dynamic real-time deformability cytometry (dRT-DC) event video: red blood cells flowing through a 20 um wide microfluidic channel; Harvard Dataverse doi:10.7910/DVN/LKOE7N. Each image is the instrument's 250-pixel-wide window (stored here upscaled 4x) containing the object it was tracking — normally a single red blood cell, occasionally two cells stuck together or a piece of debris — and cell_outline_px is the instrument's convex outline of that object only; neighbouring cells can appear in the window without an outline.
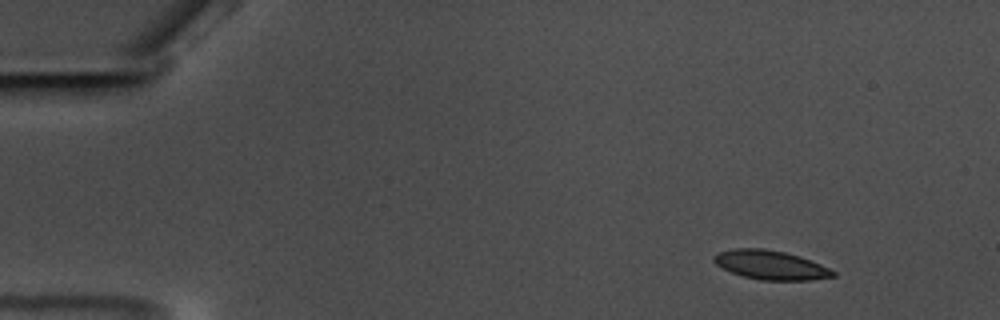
{"species": "common noctule bat (a hibernating species)", "species_latin": "Nyctalus noctula", "temperature_condition": "warm", "stored_images_in_passage": 56, "camera_frame_rate_fps": 3000, "um_per_image_px": 0.085, "animal": {"sex": "male", "body_mass_g": 17.5, "forearm_length_mm": 52.3}, "frame": {"image": 1, "passage_image": 4, "time_ms": 1.0, "image_size_px": [1000, 320], "cell_outline_px": [[836, 276], [812, 280], [760, 280], [744, 276], [732, 272], [716, 264], [712, 260], [712, 256], [720, 252], [732, 248], [764, 248], [784, 252], [800, 256], [820, 264], [836, 272]], "centroid_in_image_um": [65.5, 22.52], "position_along_channel_um": 19.5, "area_um2": 20.11}}
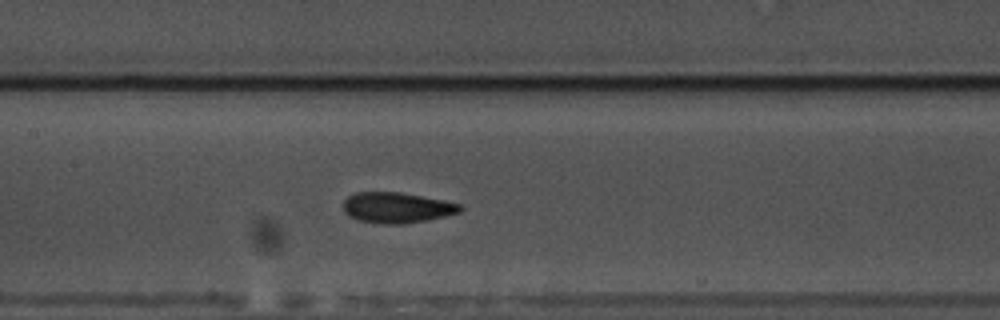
{"frame": {"image": 2, "passage_image": 26, "time_ms": 8.333, "image_size_px": [1000, 320], "cell_outline_px": [[464, 208], [460, 212], [428, 220], [404, 224], [384, 224], [360, 220], [348, 216], [344, 212], [344, 200], [348, 196], [356, 192], [400, 192], [460, 204]], "centroid_in_image_um": [33.71, 17.65], "position_along_channel_um": 173.7, "area_um2": 20.69}}
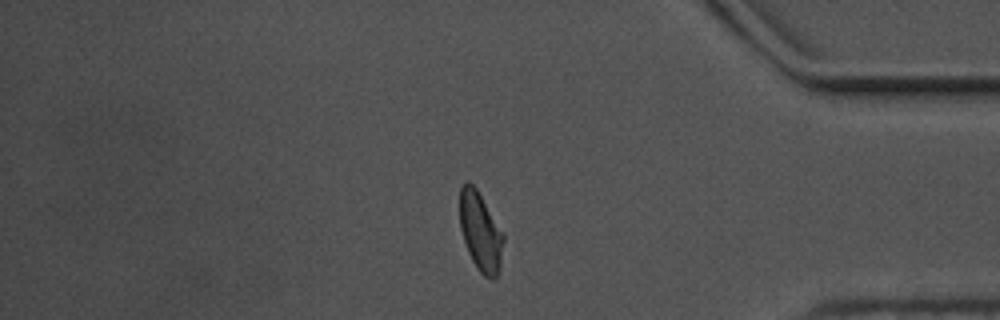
{"frame": {"image": 3, "passage_image": 47, "time_ms": 15.333, "image_size_px": [1000, 320], "cell_outline_px": [[504, 240], [500, 272], [492, 280], [484, 276], [476, 268], [468, 252], [460, 228], [460, 188], [464, 180], [468, 180], [476, 188], [504, 232]], "centroid_in_image_um": [40.86, 19.7], "position_along_channel_um": 394.3, "area_um2": 20.4}, "authors_computed_cell_mechanics": {"area_um2": 20.2878, "velocity_mm_per_s": 3.5028, "shape_relaxation_time_tau1_ms": 5.1795, "shape_relaxation_time_tau2_ms": 1.8437, "deformation_change_tau1": 0.1348, "deformation_change_tau2": 0.0562}}